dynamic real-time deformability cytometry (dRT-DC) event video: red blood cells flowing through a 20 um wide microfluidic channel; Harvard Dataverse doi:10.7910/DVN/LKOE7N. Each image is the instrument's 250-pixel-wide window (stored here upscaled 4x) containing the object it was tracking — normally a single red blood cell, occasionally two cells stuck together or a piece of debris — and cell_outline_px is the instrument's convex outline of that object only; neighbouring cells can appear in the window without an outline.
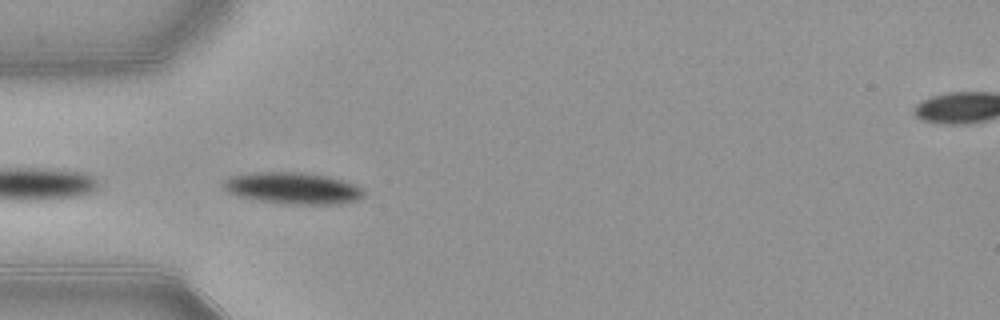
{"species": "common noctule bat (a hibernating species)", "species_latin": "Nyctalus noctula", "temperature_condition": "warm", "stored_images_in_passage": 18, "camera_frame_rate_fps": 3000, "um_per_image_px": 0.085, "animal": {"sex": "female", "body_mass_g": 21.9}, "frame": {"image": 1, "passage_image": 1, "time_ms": 0.0, "image_size_px": [1000, 320], "cell_outline_px": [[364, 196], [356, 200], [344, 204], [280, 204], [236, 196], [228, 192], [220, 184], [224, 180], [232, 176], [256, 172], [300, 172], [324, 176], [340, 180], [352, 184], [360, 188], [364, 192]], "centroid_in_image_um": [24.84, 16.01], "position_along_channel_um": 60.2, "area_um2": 25.78}}
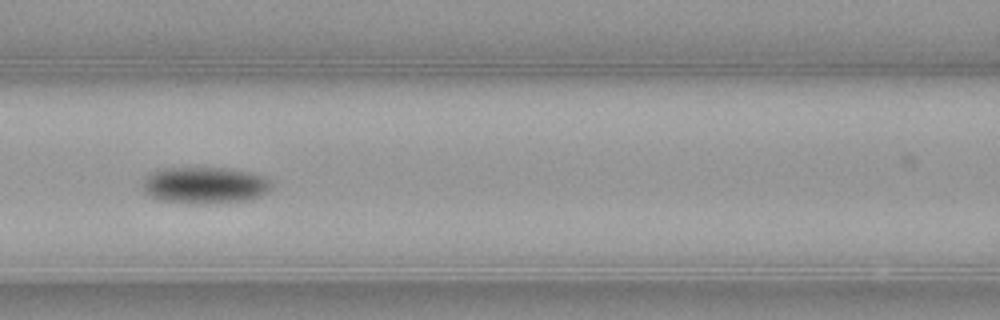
{"frame": {"image": 2, "passage_image": 8, "time_ms": 2.333, "image_size_px": [1000, 320], "cell_outline_px": [[272, 184], [268, 192], [260, 196], [244, 200], [204, 204], [188, 204], [160, 200], [148, 196], [144, 192], [144, 180], [152, 172], [160, 168], [228, 168], [248, 172], [260, 176], [268, 180]], "centroid_in_image_um": [17.37, 15.76], "position_along_channel_um": 149.2, "area_um2": 27.4}}
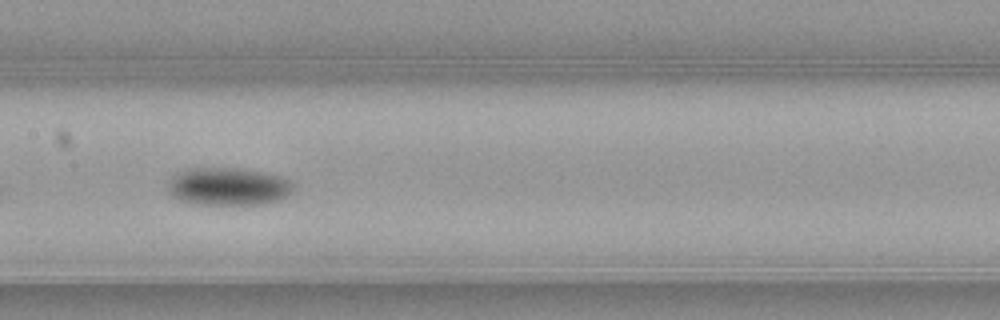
{"frame": {"image": 3, "passage_image": 11, "time_ms": 3.333, "image_size_px": [1000, 320], "cell_outline_px": [[292, 188], [280, 200], [264, 204], [200, 204], [180, 200], [172, 196], [168, 192], [168, 184], [172, 176], [188, 168], [236, 168], [260, 172], [280, 176], [292, 180]], "centroid_in_image_um": [19.37, 15.85], "position_along_channel_um": 188.0, "area_um2": 27.34}}